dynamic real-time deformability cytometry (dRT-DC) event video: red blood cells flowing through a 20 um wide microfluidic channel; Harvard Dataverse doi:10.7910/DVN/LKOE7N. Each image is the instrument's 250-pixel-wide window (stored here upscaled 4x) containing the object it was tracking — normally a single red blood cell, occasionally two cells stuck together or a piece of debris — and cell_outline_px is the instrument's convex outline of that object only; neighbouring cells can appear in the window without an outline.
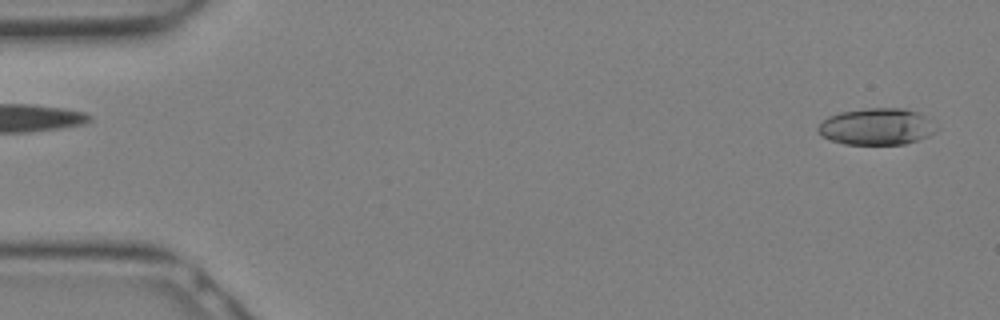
{"species": "Egyptian fruit bat (a non-hibernating species)", "species_latin": "Rousettus aegyptiacus", "temperature_condition": "warm", "stored_images_in_passage": 9, "camera_frame_rate_fps": 3000, "um_per_image_px": 0.085, "animal": {"sex": "female"}, "frame": {"image": 1, "passage_image": 1, "time_ms": 0.0, "image_size_px": [1000, 320], "cell_outline_px": [[940, 128], [936, 132], [928, 136], [904, 144], [844, 144], [828, 140], [820, 136], [816, 128], [828, 116], [840, 112], [868, 108], [904, 108], [920, 112]], "centroid_in_image_um": [74.52, 10.76], "position_along_channel_um": 10.5, "area_um2": 25.55}}
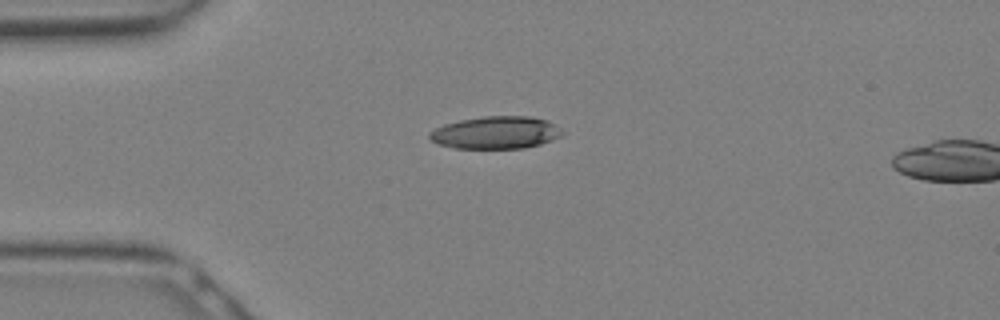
{"frame": {"image": 2, "passage_image": 7, "time_ms": 2.0, "image_size_px": [1000, 320], "cell_outline_px": [[564, 132], [560, 136], [540, 144], [524, 148], [456, 148], [440, 144], [432, 140], [428, 136], [428, 132], [444, 124], [460, 120], [484, 116], [532, 116], [548, 120], [556, 124]], "centroid_in_image_um": [42.17, 11.26], "position_along_channel_um": 42.8, "area_um2": 25.09}}